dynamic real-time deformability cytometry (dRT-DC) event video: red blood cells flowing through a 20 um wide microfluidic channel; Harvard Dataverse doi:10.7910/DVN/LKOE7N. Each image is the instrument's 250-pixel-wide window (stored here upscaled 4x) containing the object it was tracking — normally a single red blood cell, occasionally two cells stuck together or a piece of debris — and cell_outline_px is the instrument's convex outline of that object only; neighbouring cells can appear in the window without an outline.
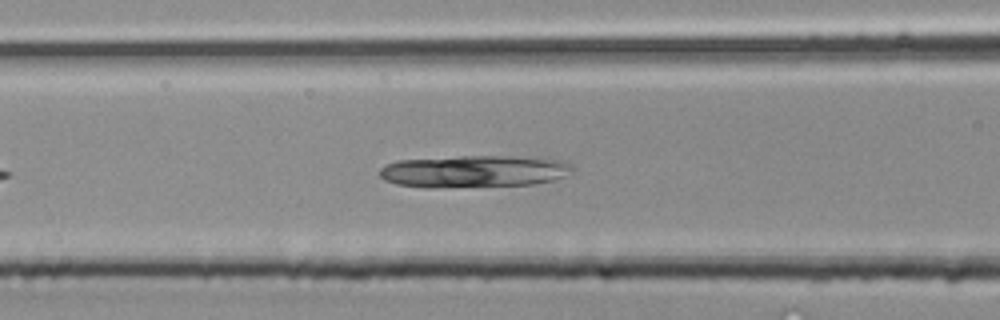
{"species": "common noctule bat (a hibernating species)", "species_latin": "Nyctalus noctula", "temperature_condition": "room temperature", "stored_images_in_passage": 5, "segment_of_instrument_passage": [1, 2], "camera_frame_rate_fps": 3000, "um_per_image_px": 0.085, "animal": {"sex": "male", "body_mass_g": 20.4}, "frame": {"image": 1, "passage_image": 4, "time_ms": 1.0, "image_size_px": [1000, 320], "cell_outline_px": [[572, 168], [564, 176], [552, 180], [532, 184], [428, 188], [424, 188], [396, 184], [384, 180], [380, 176], [380, 168], [396, 160], [464, 156], [512, 156], [560, 160], [572, 164]], "centroid_in_image_um": [40.22, 14.56], "position_along_channel_um": 126.4, "area_um2": 35.89}}